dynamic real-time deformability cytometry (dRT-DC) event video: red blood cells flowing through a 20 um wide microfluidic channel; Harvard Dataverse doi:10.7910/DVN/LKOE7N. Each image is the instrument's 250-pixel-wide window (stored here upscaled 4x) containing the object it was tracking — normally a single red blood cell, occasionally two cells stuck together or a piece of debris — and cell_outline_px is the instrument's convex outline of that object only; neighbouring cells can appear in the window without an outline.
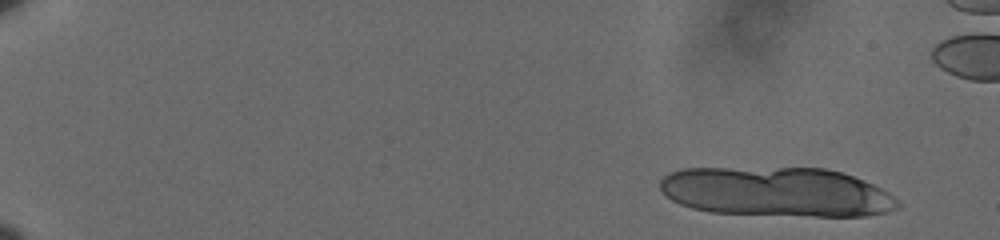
{"species": "human", "species_latin": "Homo sapiens", "temperature_condition": "cold", "stored_images_in_passage": 16, "camera_frame_rate_fps": 3000, "um_per_image_px": 0.085, "donor": {"sex": "male"}, "frame": {"image": 1, "passage_image": 1, "time_ms": 0.0, "image_size_px": [1000, 240], "cell_outline_px": [[900, 204], [896, 208], [888, 212], [868, 216], [816, 216], [712, 212], [692, 208], [680, 204], [672, 200], [660, 188], [660, 180], [668, 172], [684, 168], [824, 168], [840, 172], [864, 180], [888, 192]], "centroid_in_image_um": [66.0, 16.31], "position_along_channel_um": 19.0, "area_um2": 68.32}}